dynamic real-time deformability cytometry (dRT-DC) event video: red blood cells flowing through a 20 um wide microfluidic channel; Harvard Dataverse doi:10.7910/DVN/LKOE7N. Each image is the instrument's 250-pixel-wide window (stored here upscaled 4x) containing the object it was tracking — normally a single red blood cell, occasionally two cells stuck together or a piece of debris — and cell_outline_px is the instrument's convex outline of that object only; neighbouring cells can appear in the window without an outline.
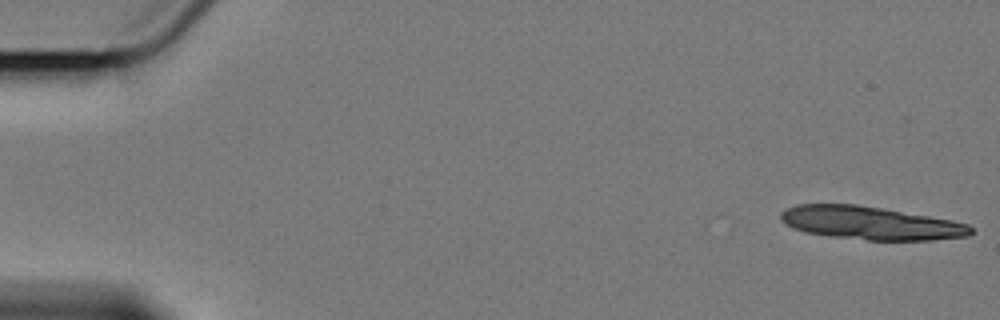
{"species": "Egyptian fruit bat (a non-hibernating species)", "species_latin": "Rousettus aegyptiacus", "temperature_condition": "cold", "stored_images_in_passage": 16, "camera_frame_rate_fps": 3000, "um_per_image_px": 0.085, "animal": {"sex": "female"}, "frame": {"image": 1, "passage_image": 1, "time_ms": 0.0, "image_size_px": [1000, 320], "cell_outline_px": [[972, 232], [968, 236], [932, 240], [868, 240], [828, 236], [804, 232], [792, 228], [784, 224], [780, 220], [780, 212], [796, 204], [856, 204], [952, 220], [968, 224], [972, 228]], "centroid_in_image_um": [73.94, 18.96], "position_along_channel_um": 11.1, "area_um2": 36.7}}